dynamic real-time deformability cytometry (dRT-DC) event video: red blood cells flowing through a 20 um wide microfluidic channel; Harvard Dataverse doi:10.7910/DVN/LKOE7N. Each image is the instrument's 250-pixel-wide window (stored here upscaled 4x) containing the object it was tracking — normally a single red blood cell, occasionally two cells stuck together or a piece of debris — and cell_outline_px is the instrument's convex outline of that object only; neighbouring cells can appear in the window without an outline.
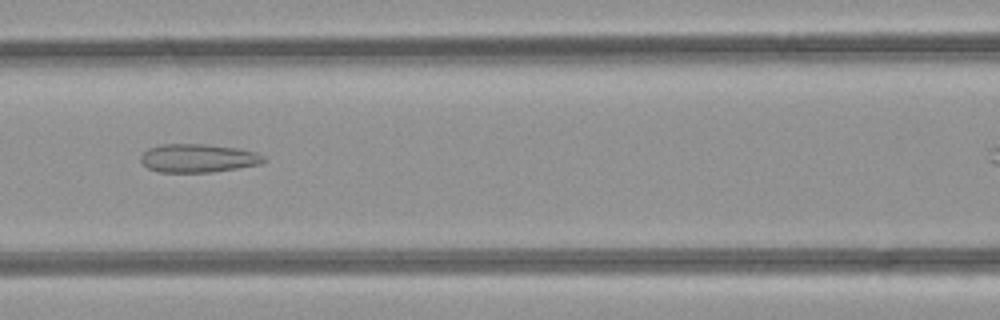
{"species": "common noctule bat (a hibernating species)", "species_latin": "Nyctalus noctula", "temperature_condition": "room temperature", "stored_images_in_passage": 24, "camera_frame_rate_fps": 3000, "um_per_image_px": 0.085, "animal": {"sex": "female", "body_mass_g": 21.9}, "frame": {"image": 1, "passage_image": 6, "time_ms": 1.667, "image_size_px": [1000, 320], "cell_outline_px": [[264, 160], [260, 164], [212, 172], [160, 172], [148, 168], [140, 160], [140, 156], [148, 148], [160, 144], [208, 144], [240, 148], [256, 152], [264, 156]], "centroid_in_image_um": [16.82, 13.43], "position_along_channel_um": 149.8, "area_um2": 20.4}}
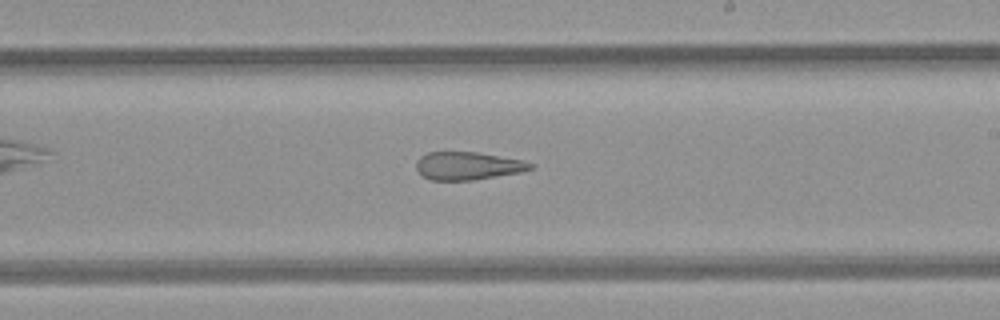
{"frame": {"image": 2, "passage_image": 13, "time_ms": 4.0, "image_size_px": [1000, 320], "cell_outline_px": [[532, 168], [520, 172], [472, 180], [432, 180], [424, 176], [416, 168], [416, 160], [420, 156], [428, 152], [476, 152], [524, 160], [532, 164]], "centroid_in_image_um": [39.74, 14.09], "position_along_channel_um": 249.3, "area_um2": 18.38}}
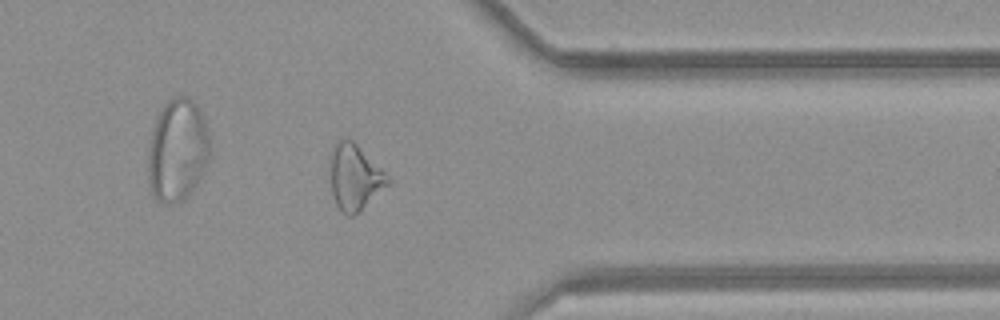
{"frame": {"image": 3, "passage_image": 23, "time_ms": 7.333, "image_size_px": [1000, 320], "cell_outline_px": [[392, 180], [388, 184], [352, 216], [348, 216], [336, 204], [332, 192], [332, 152], [336, 144], [340, 140], [352, 140]], "centroid_in_image_um": [30.16, 15.07], "position_along_channel_um": 381.2, "area_um2": 20.69}}